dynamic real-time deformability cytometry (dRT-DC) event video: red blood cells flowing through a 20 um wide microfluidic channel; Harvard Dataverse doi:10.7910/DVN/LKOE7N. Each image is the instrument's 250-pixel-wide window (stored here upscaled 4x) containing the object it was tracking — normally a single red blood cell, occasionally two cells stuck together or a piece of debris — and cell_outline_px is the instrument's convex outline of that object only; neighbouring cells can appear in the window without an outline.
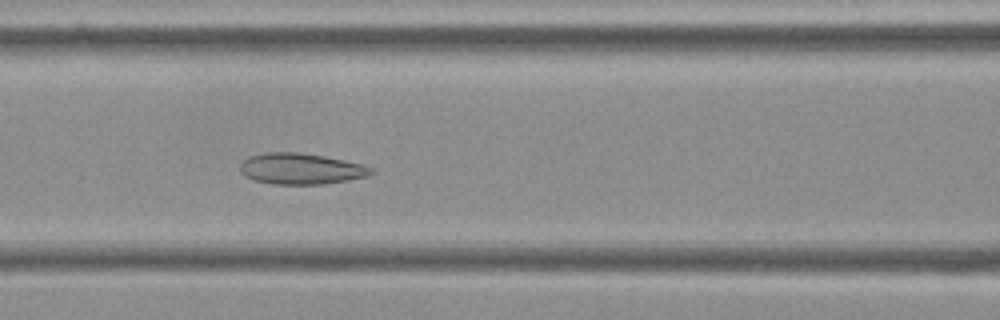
{"species": "Egyptian fruit bat (a non-hibernating species)", "species_latin": "Rousettus aegyptiacus", "temperature_condition": "cold", "stored_images_in_passage": 57, "camera_frame_rate_fps": 3000, "um_per_image_px": 0.085, "frame": {"image": 1, "passage_image": 24, "time_ms": 7.667, "image_size_px": [1000, 320], "cell_outline_px": [[376, 172], [368, 176], [348, 180], [320, 184], [272, 184], [252, 180], [244, 176], [240, 172], [240, 164], [248, 156], [268, 152], [300, 152], [324, 156], [364, 164], [372, 168]], "centroid_in_image_um": [25.57, 14.34], "position_along_channel_um": 141.0, "area_um2": 23.93}}
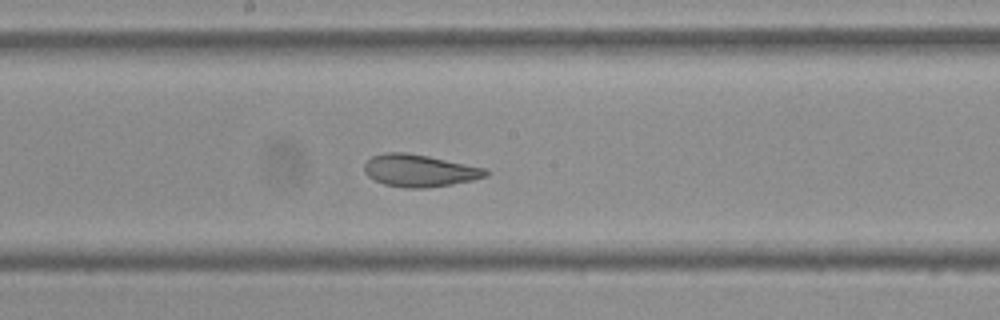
{"frame": {"image": 2, "passage_image": 30, "time_ms": 9.667, "image_size_px": [1000, 320], "cell_outline_px": [[492, 172], [488, 176], [472, 180], [452, 184], [424, 188], [404, 188], [384, 184], [368, 176], [364, 172], [364, 164], [372, 156], [384, 152], [408, 152], [488, 168]], "centroid_in_image_um": [35.69, 14.49], "position_along_channel_um": 212.5, "area_um2": 23.06}}
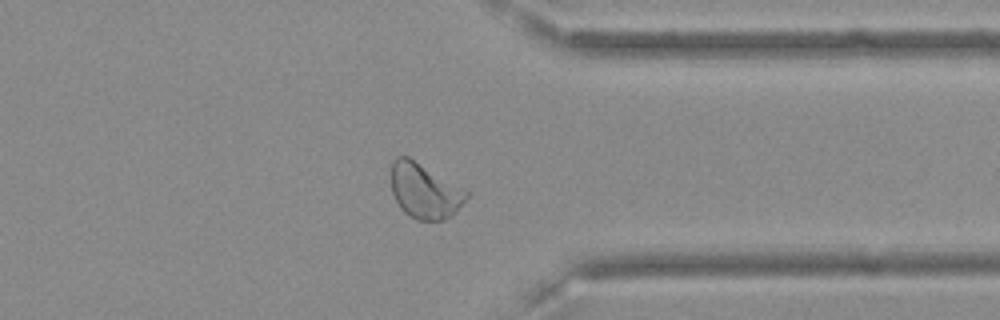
{"frame": {"image": 3, "passage_image": 44, "time_ms": 14.333, "image_size_px": [1000, 320], "cell_outline_px": [[472, 192], [456, 212], [444, 220], [416, 220], [408, 216], [400, 208], [392, 192], [392, 160], [396, 156], [408, 156], [468, 188]], "centroid_in_image_um": [36.16, 16.21], "position_along_channel_um": 375.2, "area_um2": 24.85}, "authors_computed_cell_mechanics": {"area_um2": 25.7788, "velocity_mm_per_s": 3.5842, "shape_relaxation_time_tau1_ms": null, "shape_relaxation_time_tau2_ms": 1.1365, "deformation_change_tau1": null, "deformation_change_tau2": 0.0705}}